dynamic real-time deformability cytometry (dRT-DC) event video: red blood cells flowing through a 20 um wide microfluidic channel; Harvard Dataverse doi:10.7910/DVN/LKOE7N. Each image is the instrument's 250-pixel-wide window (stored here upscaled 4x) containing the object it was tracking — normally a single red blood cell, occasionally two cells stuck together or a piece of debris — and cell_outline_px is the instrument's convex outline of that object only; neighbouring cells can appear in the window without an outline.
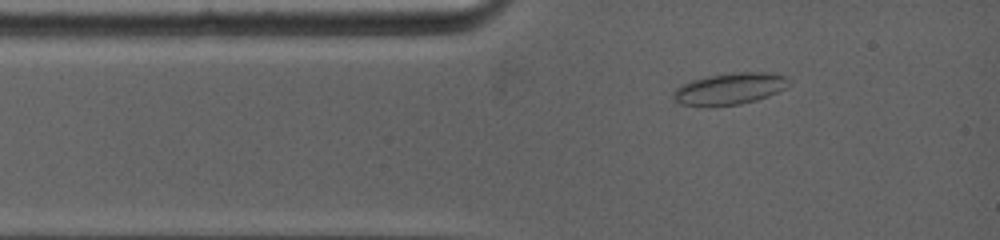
{"species": "common noctule bat (a hibernating species)", "species_latin": "Nyctalus noctula", "temperature_condition": "warm", "stored_images_in_passage": 3, "camera_frame_rate_fps": 5000, "um_per_image_px": 0.085, "animal": {"sex": "female", "body_mass_g": 19.0, "forearm_length_mm": 53.3}, "frame": {"image": 1, "passage_image": 2, "time_ms": 1.2, "image_size_px": [1000, 240], "cell_outline_px": [[788, 76], [784, 88], [768, 96], [756, 100], [740, 104], [680, 104], [672, 96], [672, 92], [680, 84], [692, 80], [708, 76], [732, 72], [764, 72]], "centroid_in_image_um": [62.0, 7.51], "position_along_channel_um": 23.0, "area_um2": 20.63}}